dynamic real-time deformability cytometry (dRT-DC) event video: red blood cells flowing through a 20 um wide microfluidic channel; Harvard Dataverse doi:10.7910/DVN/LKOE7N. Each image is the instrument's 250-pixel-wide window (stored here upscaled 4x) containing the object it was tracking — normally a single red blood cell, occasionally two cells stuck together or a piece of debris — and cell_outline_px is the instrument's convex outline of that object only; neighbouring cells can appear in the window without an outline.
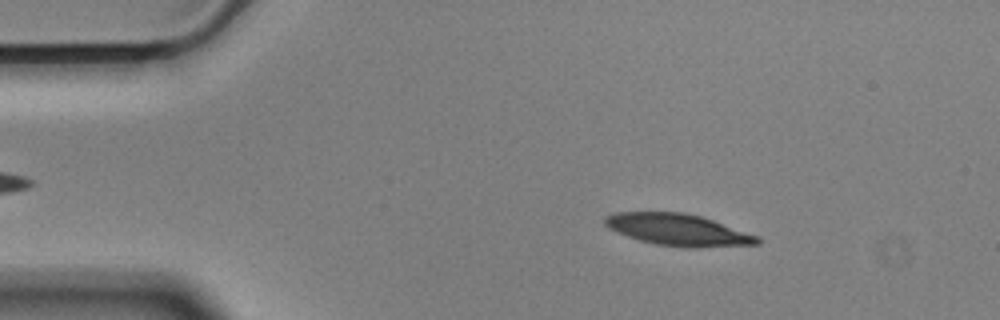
{"species": "Egyptian fruit bat (a non-hibernating species)", "species_latin": "Rousettus aegyptiacus", "temperature_condition": "cold", "stored_images_in_passage": 55, "camera_frame_rate_fps": 3000, "um_per_image_px": 0.085, "animal": {"sex": "male"}, "frame": {"image": 1, "passage_image": 8, "time_ms": 2.333, "image_size_px": [1000, 320], "cell_outline_px": [[760, 244], [696, 248], [688, 248], [656, 244], [640, 240], [616, 232], [608, 228], [604, 224], [604, 216], [616, 212], [684, 212], [700, 216], [760, 236]], "centroid_in_image_um": [57.64, 19.53], "position_along_channel_um": 27.4, "area_um2": 28.26}}
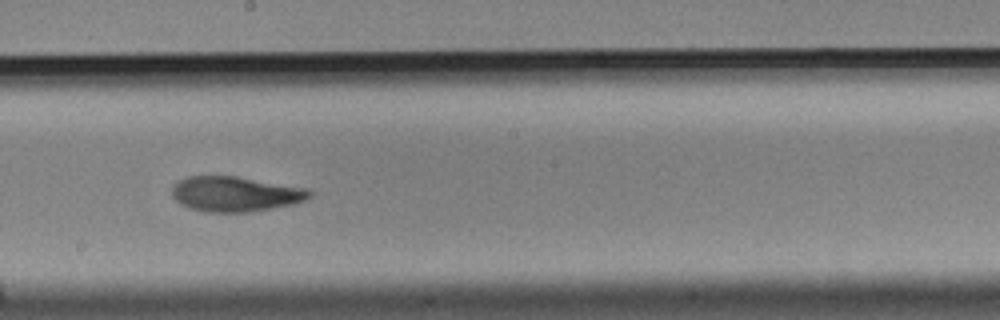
{"frame": {"image": 2, "passage_image": 30, "time_ms": 9.667, "image_size_px": [1000, 320], "cell_outline_px": [[312, 196], [304, 200], [292, 204], [248, 212], [204, 212], [188, 208], [180, 204], [172, 196], [172, 184], [188, 176], [236, 176], [308, 188], [312, 192]], "centroid_in_image_um": [19.97, 16.49], "position_along_channel_um": 228.2, "area_um2": 28.21}}
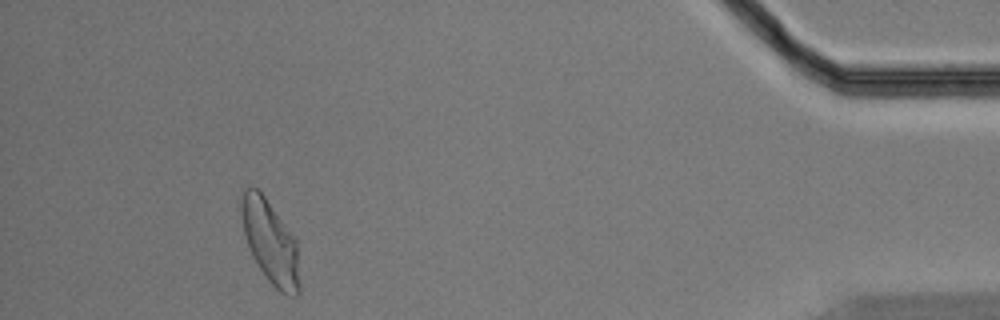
{"frame": {"image": 3, "passage_image": 51, "time_ms": 16.667, "image_size_px": [1000, 320], "cell_outline_px": [[300, 292], [296, 296], [288, 296], [280, 292], [268, 280], [252, 256], [248, 248], [240, 216], [240, 204], [244, 192], [248, 188], [256, 188], [264, 196], [296, 240], [300, 288]], "centroid_in_image_um": [22.97, 20.62], "position_along_channel_um": 412.2, "area_um2": 27.86}, "authors_computed_cell_mechanics": {"area_um2": 28.1486, "velocity_mm_per_s": 3.5114, "shape_relaxation_time_tau1_ms": 3.7394, "shape_relaxation_time_tau2_ms": 2.527, "deformation_change_tau1": 0.1615, "deformation_change_tau2": 0.0817}}